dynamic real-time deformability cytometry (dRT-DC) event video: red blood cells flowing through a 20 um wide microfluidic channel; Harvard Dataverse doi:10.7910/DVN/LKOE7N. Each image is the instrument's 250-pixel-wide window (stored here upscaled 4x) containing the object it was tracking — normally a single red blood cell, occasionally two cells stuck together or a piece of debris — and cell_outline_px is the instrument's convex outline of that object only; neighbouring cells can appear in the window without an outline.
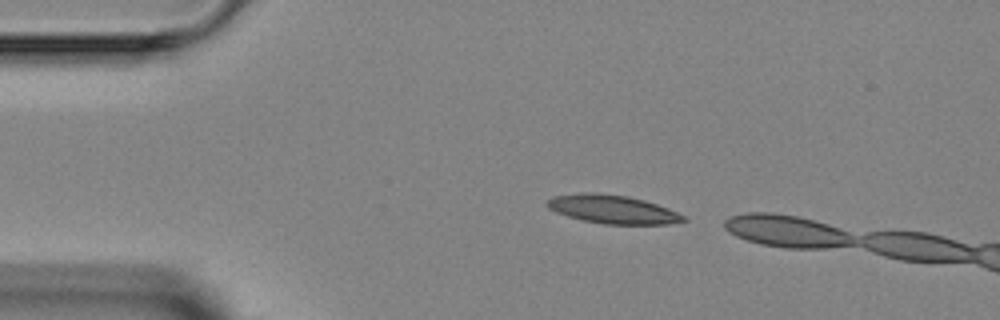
{"species": "Egyptian fruit bat (a non-hibernating species)", "species_latin": "Rousettus aegyptiacus", "temperature_condition": "room temperature", "stored_images_in_passage": 2, "camera_frame_rate_fps": 3000, "um_per_image_px": 0.085, "animal": {"sex": "female"}, "frame": {"image": 1, "passage_image": 1, "time_ms": 0.0, "image_size_px": [1000, 320], "cell_outline_px": [[688, 220], [668, 224], [604, 224], [584, 220], [568, 216], [556, 212], [548, 208], [544, 204], [544, 200], [552, 196], [580, 192], [596, 192], [628, 196], [644, 200], [668, 208], [684, 216]], "centroid_in_image_um": [52.0, 17.77], "position_along_channel_um": 33.0, "area_um2": 22.77}}